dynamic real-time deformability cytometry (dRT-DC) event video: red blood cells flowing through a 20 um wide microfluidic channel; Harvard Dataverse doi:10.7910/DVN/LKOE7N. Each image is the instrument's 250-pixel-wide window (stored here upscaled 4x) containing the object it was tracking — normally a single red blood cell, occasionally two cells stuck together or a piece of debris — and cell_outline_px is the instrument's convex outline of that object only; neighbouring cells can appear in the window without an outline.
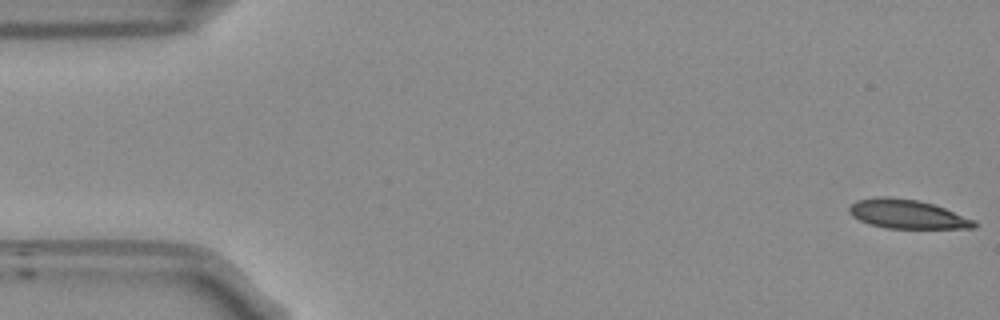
{"species": "Egyptian fruit bat (a non-hibernating species)", "species_latin": "Rousettus aegyptiacus", "temperature_condition": "room temperature", "stored_images_in_passage": 52, "camera_frame_rate_fps": 3000, "um_per_image_px": 0.085, "frame": {"image": 1, "passage_image": 1, "time_ms": 0.0, "image_size_px": [1000, 320], "cell_outline_px": [[980, 224], [976, 228], [888, 228], [868, 224], [852, 216], [848, 212], [848, 208], [856, 200], [876, 196], [888, 196], [916, 200], [932, 204], [944, 208], [976, 220]], "centroid_in_image_um": [77.11, 18.2], "position_along_channel_um": 7.9, "area_um2": 21.21}}
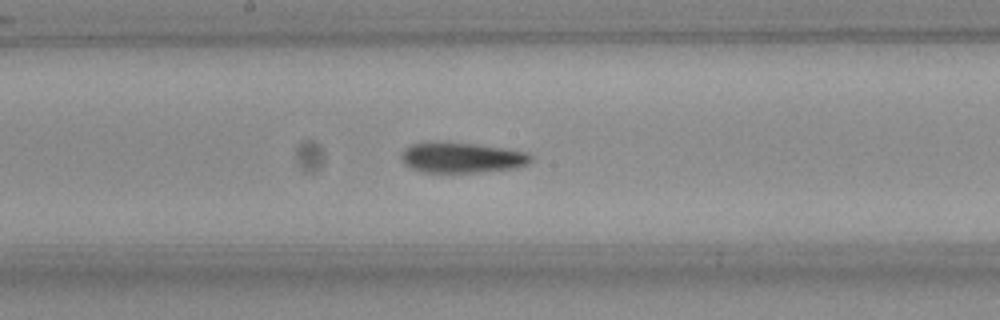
{"frame": {"image": 2, "passage_image": 27, "time_ms": 8.667, "image_size_px": [1000, 320], "cell_outline_px": [[532, 160], [528, 164], [516, 168], [480, 172], [424, 172], [412, 168], [404, 164], [404, 148], [412, 144], [472, 144], [528, 152], [532, 156]], "centroid_in_image_um": [39.34, 13.44], "position_along_channel_um": 208.9, "area_um2": 22.02}}
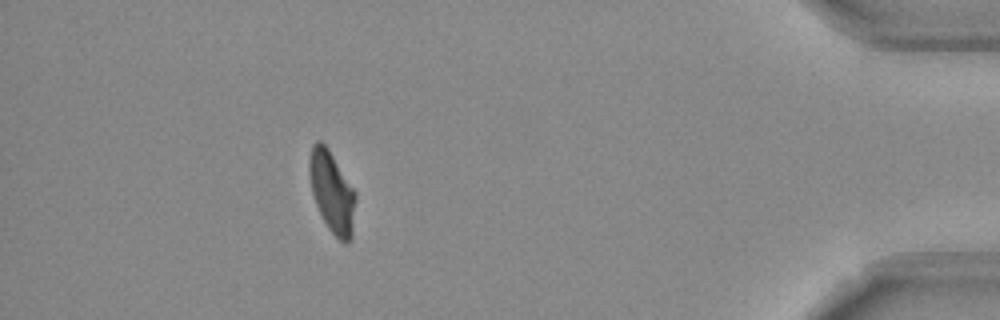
{"frame": {"image": 3, "passage_image": 47, "time_ms": 15.333, "image_size_px": [1000, 320], "cell_outline_px": [[356, 200], [352, 236], [344, 244], [328, 228], [316, 204], [312, 192], [308, 172], [308, 164], [312, 144], [316, 140], [320, 140], [328, 148], [356, 192]], "centroid_in_image_um": [28.21, 16.29], "position_along_channel_um": 407.0, "area_um2": 21.85}, "authors_computed_cell_mechanics": {"area_um2": 22.1374, "velocity_mm_per_s": 3.8272, "shape_relaxation_time_tau1_ms": 4.758, "shape_relaxation_time_tau2_ms": 2.4935, "deformation_change_tau1": 0.1617, "deformation_change_tau2": 0.1014}}